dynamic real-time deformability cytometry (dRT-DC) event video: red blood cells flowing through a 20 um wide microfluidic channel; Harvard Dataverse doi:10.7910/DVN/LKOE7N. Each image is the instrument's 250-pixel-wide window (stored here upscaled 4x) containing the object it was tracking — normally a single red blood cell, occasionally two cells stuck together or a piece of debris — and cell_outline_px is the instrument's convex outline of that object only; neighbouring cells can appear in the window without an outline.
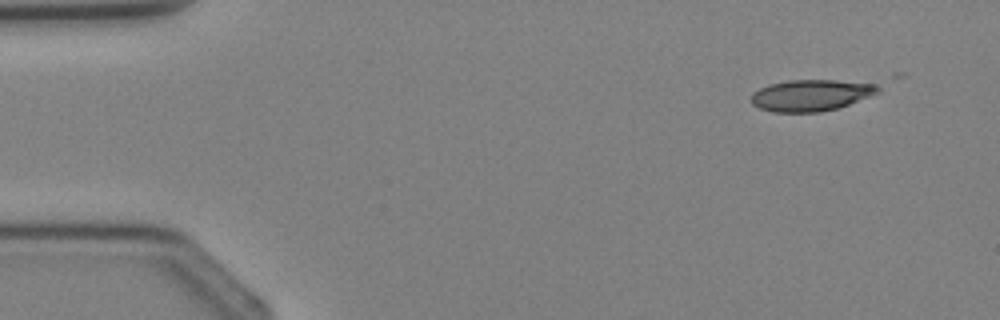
{"species": "Egyptian fruit bat (a non-hibernating species)", "species_latin": "Rousettus aegyptiacus", "temperature_condition": "cold", "stored_images_in_passage": 4, "segment_of_instrument_passage": [1, 2], "camera_frame_rate_fps": 3000, "um_per_image_px": 0.085, "animal": {"sex": "female"}, "frame": {"image": 1, "passage_image": 1, "time_ms": 0.0, "image_size_px": [1000, 320], "cell_outline_px": [[880, 92], [848, 104], [836, 108], [820, 112], [772, 112], [760, 108], [752, 104], [752, 92], [768, 84], [788, 80], [836, 80], [876, 84], [880, 88]], "centroid_in_image_um": [68.91, 8.09], "position_along_channel_um": 16.1, "area_um2": 23.12}}
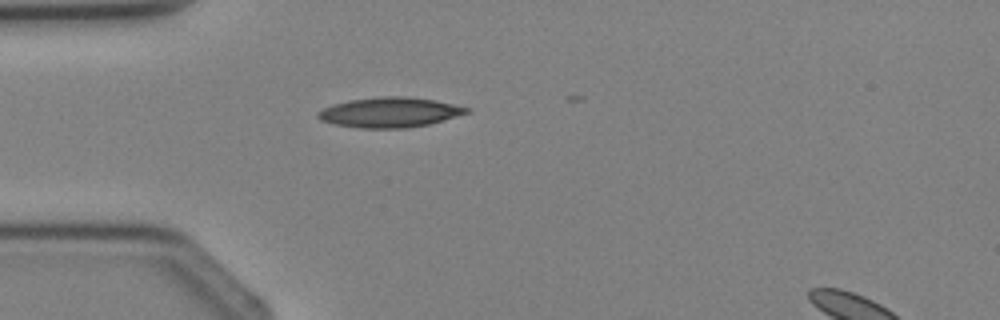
{"frame": {"image": 2, "passage_image": 3, "time_ms": 2.333, "image_size_px": [1000, 320], "cell_outline_px": [[472, 112], [428, 124], [404, 128], [360, 128], [332, 124], [320, 120], [316, 116], [316, 112], [332, 104], [348, 100], [384, 96], [408, 96], [432, 100], [472, 108]], "centroid_in_image_um": [33.1, 9.55], "position_along_channel_um": 51.9, "area_um2": 26.07}}